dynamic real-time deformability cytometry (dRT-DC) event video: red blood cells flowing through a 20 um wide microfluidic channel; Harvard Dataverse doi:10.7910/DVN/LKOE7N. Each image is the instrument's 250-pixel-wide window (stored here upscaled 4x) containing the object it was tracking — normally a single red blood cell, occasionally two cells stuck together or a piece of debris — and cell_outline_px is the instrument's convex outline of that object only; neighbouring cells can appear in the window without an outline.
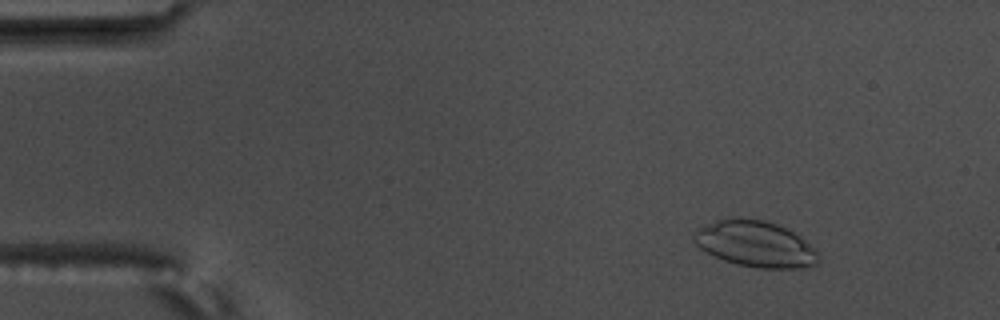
{"species": "common noctule bat (a hibernating species)", "species_latin": "Nyctalus noctula", "temperature_condition": "warm", "stored_images_in_passage": 4, "camera_frame_rate_fps": 3000, "um_per_image_px": 0.085, "animal": {"sex": "male", "body_mass_g": 17.5, "forearm_length_mm": 52.3}, "frame": {"image": 1, "passage_image": 1, "time_ms": 0.0, "image_size_px": [1000, 320], "cell_outline_px": [[820, 260], [812, 268], [756, 268], [736, 264], [724, 260], [704, 252], [692, 240], [692, 232], [716, 220], [728, 216], [732, 216], [764, 220], [776, 224], [792, 232], [816, 248], [820, 256]], "centroid_in_image_um": [64.2, 20.74], "position_along_channel_um": 20.8, "area_um2": 33.93}}